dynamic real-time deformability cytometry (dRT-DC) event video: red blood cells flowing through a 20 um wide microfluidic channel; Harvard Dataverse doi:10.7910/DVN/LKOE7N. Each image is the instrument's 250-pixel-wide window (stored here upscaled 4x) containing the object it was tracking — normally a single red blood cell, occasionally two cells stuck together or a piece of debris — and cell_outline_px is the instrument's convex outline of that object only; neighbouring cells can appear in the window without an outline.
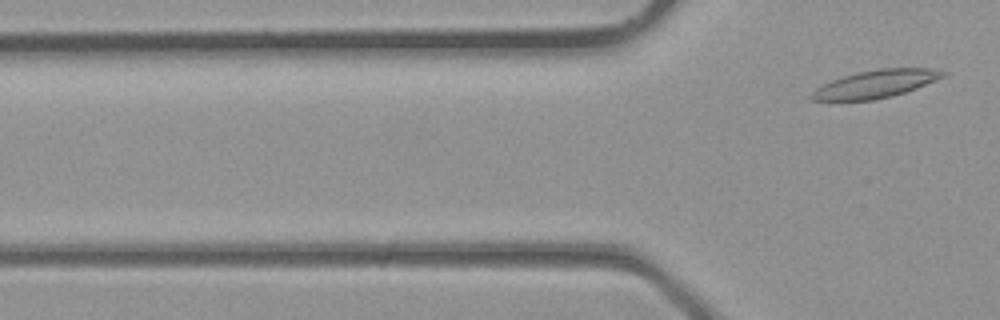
{"species": "common noctule bat (a hibernating species)", "species_latin": "Nyctalus noctula", "temperature_condition": "room temperature", "stored_images_in_passage": 3, "camera_frame_rate_fps": 3000, "um_per_image_px": 0.085, "animal": {"sex": "male", "body_mass_g": 23.1, "forearm_length_mm": 52.7}, "frame": {"image": 1, "passage_image": 3, "time_ms": 0.667, "image_size_px": [1000, 320], "cell_outline_px": [[948, 72], [944, 76], [916, 88], [892, 96], [872, 100], [808, 100], [808, 96], [816, 88], [832, 80], [844, 76], [860, 72], [880, 68], [928, 68]], "centroid_in_image_um": [74.4, 7.14], "position_along_channel_um": 51.4, "area_um2": 20.92}}